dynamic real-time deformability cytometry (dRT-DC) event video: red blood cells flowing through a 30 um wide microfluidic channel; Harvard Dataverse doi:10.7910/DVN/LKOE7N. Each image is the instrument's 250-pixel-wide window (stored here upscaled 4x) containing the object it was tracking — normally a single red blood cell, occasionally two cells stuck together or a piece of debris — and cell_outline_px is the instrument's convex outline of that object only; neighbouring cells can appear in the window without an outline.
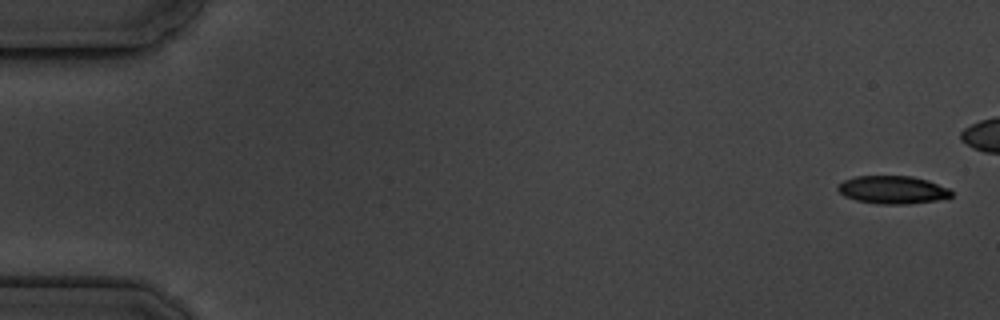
{"species": "common noctule bat (a hibernating species)", "species_latin": "Nyctalus noctula", "temperature_condition": "cold", "stored_images_in_passage": 6, "camera_frame_rate_fps": 3000, "um_per_image_px": 0.085, "animal": {"sex": "male", "body_mass_g": 19.5, "forearm_length_mm": 54.6}, "frame": {"image": 1, "passage_image": 1, "time_ms": 0.0, "image_size_px": [1000, 320], "cell_outline_px": [[952, 196], [936, 200], [908, 204], [876, 204], [856, 200], [844, 196], [836, 188], [836, 184], [844, 180], [856, 176], [912, 176], [928, 180], [948, 188], [952, 192]], "centroid_in_image_um": [75.84, 16.13], "position_along_channel_um": 9.2, "area_um2": 18.55}}